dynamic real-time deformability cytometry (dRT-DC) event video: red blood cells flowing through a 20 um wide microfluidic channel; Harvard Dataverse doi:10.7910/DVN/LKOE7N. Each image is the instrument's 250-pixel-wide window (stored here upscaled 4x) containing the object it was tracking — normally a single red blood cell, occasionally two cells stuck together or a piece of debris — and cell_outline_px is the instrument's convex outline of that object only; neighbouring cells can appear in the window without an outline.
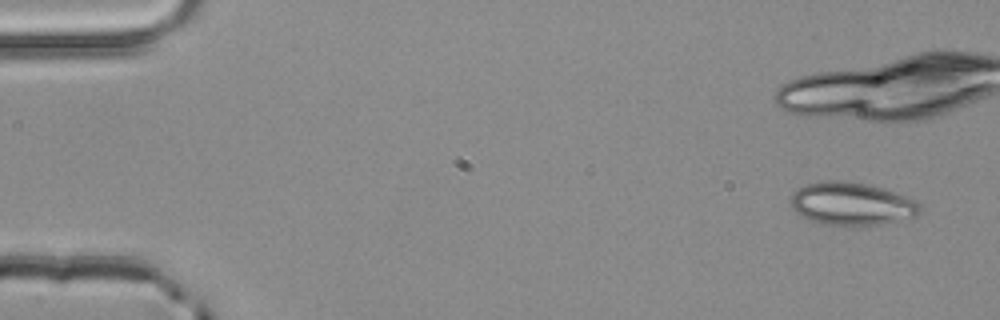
{"species": "common noctule bat (a hibernating species)", "species_latin": "Nyctalus noctula", "temperature_condition": "room temperature", "stored_images_in_passage": 4, "camera_frame_rate_fps": 3000, "um_per_image_px": 0.085, "animal": {"sex": "male", "body_mass_g": 20.4}, "frame": {"image": 1, "passage_image": 1, "time_ms": 0.0, "image_size_px": [1000, 320], "cell_outline_px": [[920, 212], [916, 216], [876, 224], [824, 224], [800, 216], [792, 208], [792, 192], [804, 184], [828, 180], [840, 180], [864, 184], [884, 188], [916, 200], [920, 204]], "centroid_in_image_um": [72.37, 17.29], "position_along_channel_um": 12.6, "area_um2": 31.73}}